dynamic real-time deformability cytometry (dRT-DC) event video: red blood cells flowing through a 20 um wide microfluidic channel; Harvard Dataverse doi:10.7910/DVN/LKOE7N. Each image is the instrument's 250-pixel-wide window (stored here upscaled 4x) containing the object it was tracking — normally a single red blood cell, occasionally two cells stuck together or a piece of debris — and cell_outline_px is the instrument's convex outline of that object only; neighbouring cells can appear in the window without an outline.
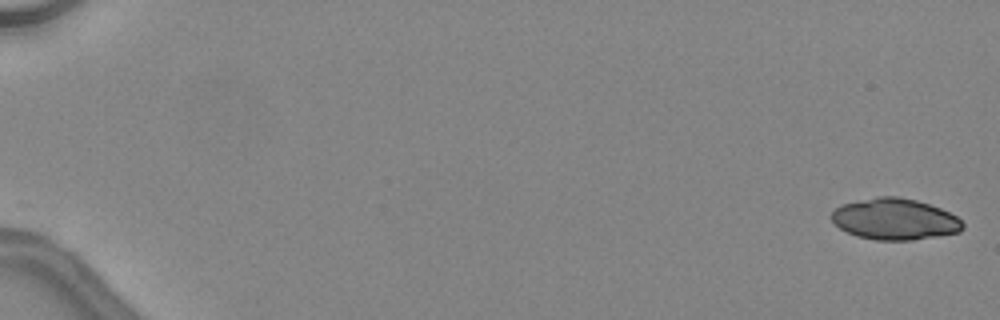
{"species": "common noctule bat (a hibernating species)", "species_latin": "Nyctalus noctula", "temperature_condition": "warm", "stored_images_in_passage": 47, "camera_frame_rate_fps": 3000, "um_per_image_px": 0.085, "animal": {"sex": "female", "body_mass_g": 24.6, "forearm_length_mm": 56.2}, "frame": {"image": 1, "passage_image": 1, "time_ms": 0.0, "image_size_px": [1000, 320], "cell_outline_px": [[964, 228], [960, 232], [912, 240], [876, 240], [856, 236], [840, 228], [832, 220], [832, 212], [840, 204], [880, 196], [896, 196], [916, 200], [940, 208], [956, 216], [964, 224]], "centroid_in_image_um": [76.06, 18.63], "position_along_channel_um": 8.9, "area_um2": 31.39}}
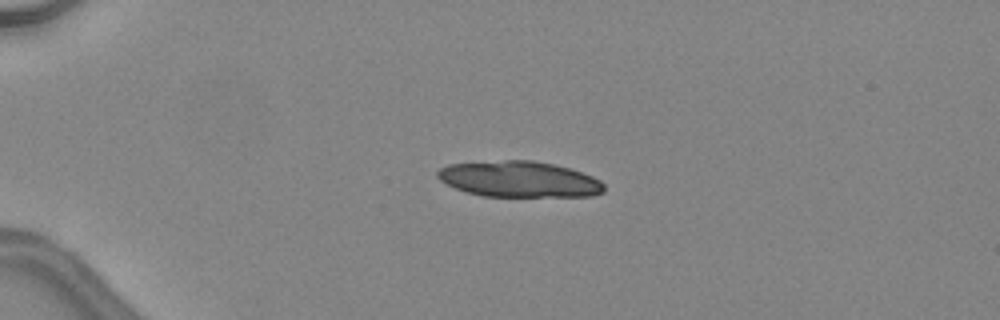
{"frame": {"image": 2, "passage_image": 13, "time_ms": 4.0, "image_size_px": [1000, 320], "cell_outline_px": [[604, 192], [592, 196], [484, 196], [468, 192], [456, 188], [440, 180], [436, 176], [436, 172], [440, 168], [448, 164], [504, 160], [532, 160], [572, 168], [592, 176], [600, 180], [604, 184]], "centroid_in_image_um": [44.15, 15.22], "position_along_channel_um": 40.9, "area_um2": 34.85}, "authors_computed_cell_mechanics": {"area_um2": 21.2704, "velocity_mm_per_s": 4.5401, "shape_relaxation_time_tau1_ms": 8.7797, "shape_relaxation_time_tau2_ms": 2.7332, "deformation_change_tau1": 0.2136, "deformation_change_tau2": 0.0833}}